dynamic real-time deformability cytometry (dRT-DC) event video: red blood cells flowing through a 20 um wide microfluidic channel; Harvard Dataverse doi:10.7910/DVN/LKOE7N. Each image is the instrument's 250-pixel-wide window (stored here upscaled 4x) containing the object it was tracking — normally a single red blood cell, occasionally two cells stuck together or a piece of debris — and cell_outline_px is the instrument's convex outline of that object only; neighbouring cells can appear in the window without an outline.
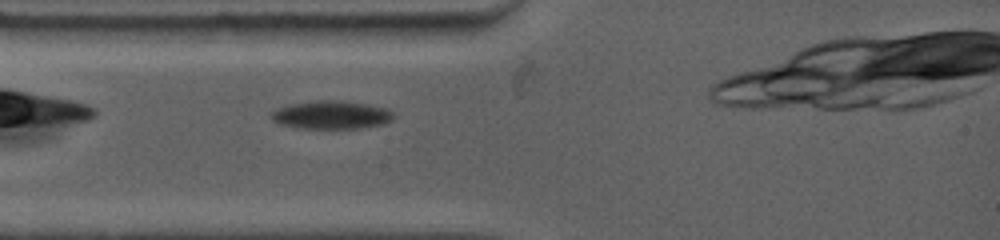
{"species": "common noctule bat (a hibernating species)", "species_latin": "Nyctalus noctula", "temperature_condition": "warm", "stored_images_in_passage": 16, "camera_frame_rate_fps": 4500, "um_per_image_px": 0.085, "animal": {"sex": "female", "body_mass_g": 19.0, "forearm_length_mm": 53.3}, "frame": {"image": 1, "passage_image": 3, "time_ms": 0.889, "image_size_px": [1000, 240], "cell_outline_px": [[396, 116], [392, 120], [384, 124], [360, 128], [296, 128], [280, 124], [272, 120], [272, 112], [276, 108], [288, 104], [316, 100], [340, 100], [368, 104], [388, 108]], "centroid_in_image_um": [28.18, 9.76], "position_along_channel_um": 56.8, "area_um2": 20.35}}
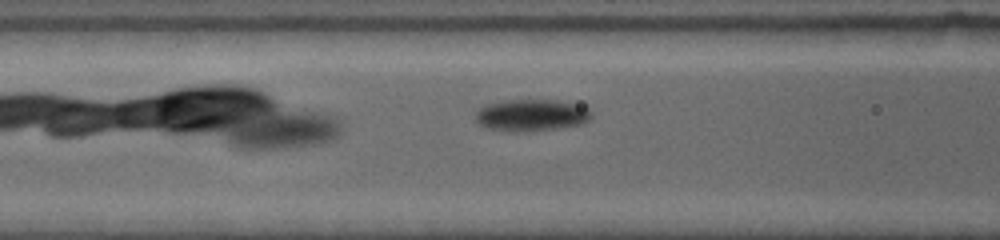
{"frame": {"image": 2, "passage_image": 7, "time_ms": 2.667, "image_size_px": [1000, 240], "cell_outline_px": [[592, 116], [584, 124], [532, 132], [508, 132], [488, 128], [476, 124], [476, 112], [480, 108], [488, 104], [504, 100], [556, 100], [588, 108], [592, 112]], "centroid_in_image_um": [45.15, 9.82], "position_along_channel_um": 121.4, "area_um2": 21.73}}
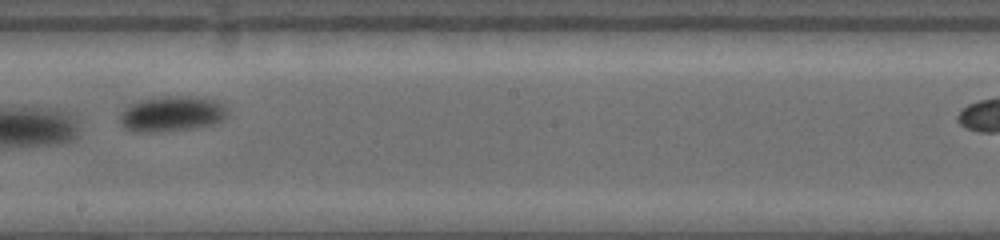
{"frame": {"image": 3, "passage_image": 14, "time_ms": 5.778, "image_size_px": [1000, 240], "cell_outline_px": [[228, 116], [224, 120], [216, 124], [192, 128], [152, 132], [136, 132], [124, 128], [120, 124], [120, 112], [124, 108], [132, 104], [144, 100], [164, 96], [188, 96], [216, 100], [224, 104], [228, 112]], "centroid_in_image_um": [14.64, 9.68], "position_along_channel_um": 233.6, "area_um2": 22.25}}